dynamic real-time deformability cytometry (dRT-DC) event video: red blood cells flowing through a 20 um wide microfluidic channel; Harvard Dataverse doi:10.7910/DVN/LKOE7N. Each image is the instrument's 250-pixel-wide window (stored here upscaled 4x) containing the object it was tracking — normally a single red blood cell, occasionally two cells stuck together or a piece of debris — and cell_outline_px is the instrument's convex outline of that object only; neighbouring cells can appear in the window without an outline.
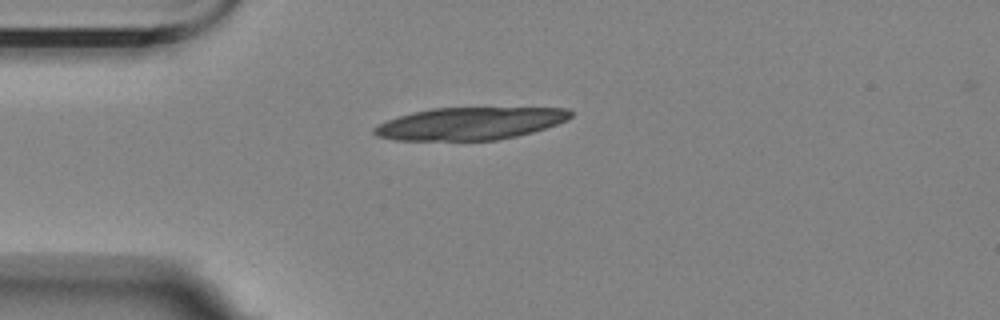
{"species": "Egyptian fruit bat (a non-hibernating species)", "species_latin": "Rousettus aegyptiacus", "temperature_condition": "room temperature", "stored_images_in_passage": 1, "camera_frame_rate_fps": 3000, "um_per_image_px": 0.085, "animal": {"sex": "female"}, "frame": {"image": 1, "passage_image": 1, "time_ms": 0.0, "image_size_px": [1000, 320], "cell_outline_px": [[572, 116], [568, 120], [532, 132], [516, 136], [496, 140], [396, 140], [376, 136], [372, 132], [372, 128], [388, 120], [412, 112], [432, 108], [568, 108], [572, 112]], "centroid_in_image_um": [39.94, 10.5], "position_along_channel_um": 45.1, "area_um2": 36.93}}